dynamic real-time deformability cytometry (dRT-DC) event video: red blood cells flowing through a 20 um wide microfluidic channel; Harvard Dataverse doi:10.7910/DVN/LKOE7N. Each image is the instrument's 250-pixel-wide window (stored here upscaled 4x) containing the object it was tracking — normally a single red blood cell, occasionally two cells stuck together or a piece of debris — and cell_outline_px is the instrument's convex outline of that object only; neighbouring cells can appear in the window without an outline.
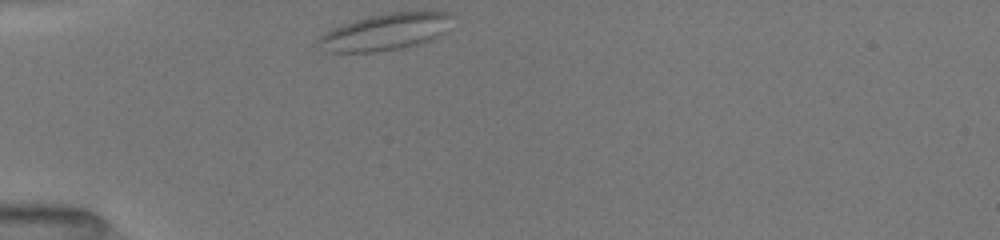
{"species": "common noctule bat (a hibernating species)", "species_latin": "Nyctalus noctula", "temperature_condition": "room temperature", "stored_images_in_passage": 4, "camera_frame_rate_fps": 3000, "um_per_image_px": 0.085, "animal": {"sex": "female", "body_mass_g": 19.5, "forearm_length_mm": 54.1}, "frame": {"image": 1, "passage_image": 1, "time_ms": 0.0, "image_size_px": [1000, 240], "cell_outline_px": [[452, 16], [440, 32], [436, 36], [428, 40], [416, 44], [396, 48], [372, 52], [324, 52], [320, 40], [320, 36], [332, 28], [356, 20], [372, 16], [392, 12], [448, 12]], "centroid_in_image_um": [32.68, 2.71], "position_along_channel_um": 52.3, "area_um2": 27.28}}
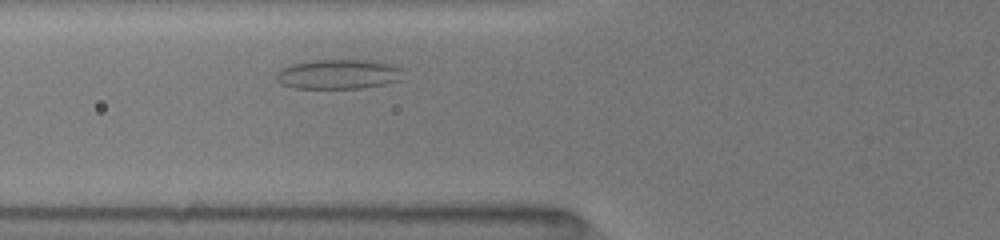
{"frame": {"image": 2, "passage_image": 4, "time_ms": 1.667, "image_size_px": [1000, 240], "cell_outline_px": [[400, 80], [384, 84], [364, 88], [292, 88], [276, 80], [276, 72], [280, 68], [292, 64], [316, 60], [372, 60], [392, 64], [400, 68]], "centroid_in_image_um": [28.73, 6.3], "position_along_channel_um": 97.1, "area_um2": 21.85}}